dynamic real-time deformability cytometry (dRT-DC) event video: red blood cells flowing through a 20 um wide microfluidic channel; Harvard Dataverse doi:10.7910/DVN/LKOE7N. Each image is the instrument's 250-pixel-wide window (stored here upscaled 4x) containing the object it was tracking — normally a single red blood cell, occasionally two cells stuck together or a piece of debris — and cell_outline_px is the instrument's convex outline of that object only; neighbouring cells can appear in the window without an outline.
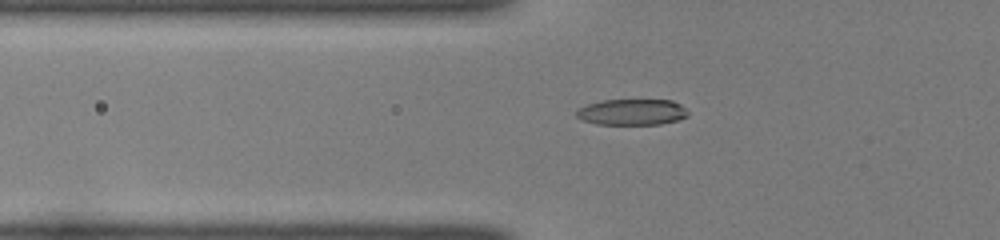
{"species": "common noctule bat (a hibernating species)", "species_latin": "Nyctalus noctula", "temperature_condition": "room temperature", "stored_images_in_passage": 35, "camera_frame_rate_fps": 3000, "um_per_image_px": 0.085, "animal": {"sex": "female", "body_mass_g": 22.0, "forearm_length_mm": 56.7}, "frame": {"image": 1, "passage_image": 4, "time_ms": 1.0, "image_size_px": [1000, 240], "cell_outline_px": [[688, 116], [680, 120], [660, 124], [596, 124], [580, 120], [576, 116], [576, 108], [588, 104], [604, 100], [672, 100], [680, 104], [688, 112]], "centroid_in_image_um": [53.7, 9.53], "position_along_channel_um": 72.1, "area_um2": 17.05}}
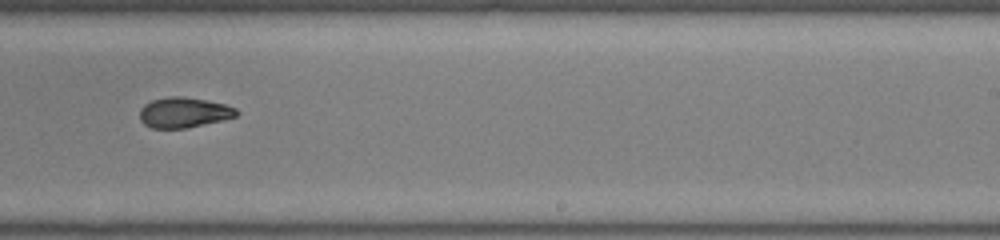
{"frame": {"image": 2, "passage_image": 19, "time_ms": 6.0, "image_size_px": [1000, 240], "cell_outline_px": [[240, 112], [236, 116], [220, 120], [184, 128], [152, 128], [144, 124], [140, 120], [140, 108], [144, 104], [152, 100], [168, 96], [184, 96], [224, 104], [236, 108]], "centroid_in_image_um": [15.59, 9.55], "position_along_channel_um": 273.4, "area_um2": 16.94}}
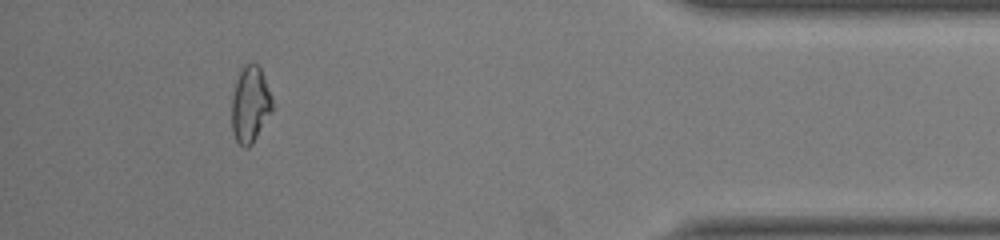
{"frame": {"image": 3, "passage_image": 32, "time_ms": 10.333, "image_size_px": [1000, 240], "cell_outline_px": [[272, 112], [252, 144], [248, 148], [244, 148], [236, 140], [232, 132], [232, 96], [236, 80], [244, 64], [256, 64], [260, 68], [264, 76], [272, 96]], "centroid_in_image_um": [21.27, 8.9], "position_along_channel_um": 413.9, "area_um2": 18.03}, "authors_computed_cell_mechanics": {"area_um2": 17.6868, "velocity_mm_per_s": 4.0926, "shape_relaxation_time_tau1_ms": null, "shape_relaxation_time_tau2_ms": 3.6046, "deformation_change_tau1": null, "deformation_change_tau2": 0.0786}}